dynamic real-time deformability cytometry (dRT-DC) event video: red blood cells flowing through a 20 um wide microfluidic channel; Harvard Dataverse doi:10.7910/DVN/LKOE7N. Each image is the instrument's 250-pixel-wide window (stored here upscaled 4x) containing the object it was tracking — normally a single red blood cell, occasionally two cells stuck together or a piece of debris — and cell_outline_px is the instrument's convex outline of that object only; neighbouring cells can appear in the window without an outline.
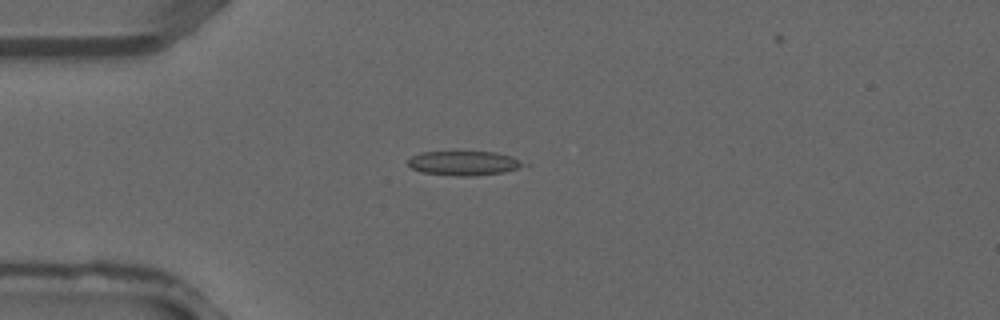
{"species": "common noctule bat (a hibernating species)", "species_latin": "Nyctalus noctula", "temperature_condition": "warm", "stored_images_in_passage": 3, "camera_frame_rate_fps": 3000, "um_per_image_px": 0.085, "animal": {"sex": "male", "forearm_length_mm": 52.5}, "frame": {"image": 1, "passage_image": 3, "time_ms": 0.667, "image_size_px": [1000, 320], "cell_outline_px": [[532, 164], [504, 172], [472, 176], [456, 176], [420, 172], [412, 168], [408, 164], [408, 160], [412, 156], [420, 152], [496, 152], [512, 156]], "centroid_in_image_um": [39.49, 13.87], "position_along_channel_um": 45.5, "area_um2": 16.59}}